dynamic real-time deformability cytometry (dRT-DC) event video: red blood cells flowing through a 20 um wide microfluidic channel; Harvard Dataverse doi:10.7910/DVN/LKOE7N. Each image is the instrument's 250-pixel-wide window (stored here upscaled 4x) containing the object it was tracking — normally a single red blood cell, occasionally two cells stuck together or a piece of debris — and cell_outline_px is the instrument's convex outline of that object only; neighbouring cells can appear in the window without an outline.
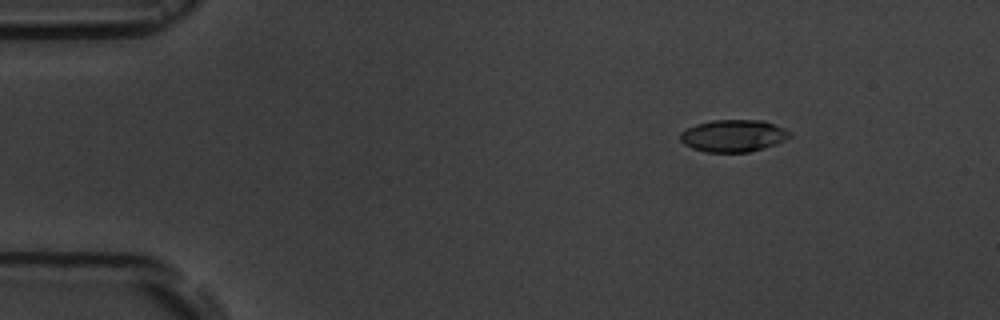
{"species": "common noctule bat (a hibernating species)", "species_latin": "Nyctalus noctula", "temperature_condition": "room temperature", "stored_images_in_passage": 9, "camera_frame_rate_fps": 3000, "um_per_image_px": 0.085, "animal": {"sex": "male", "body_mass_g": 19.5, "forearm_length_mm": 54.6}, "frame": {"image": 1, "passage_image": 3, "time_ms": 2.333, "image_size_px": [1000, 320], "cell_outline_px": [[792, 136], [784, 140], [764, 148], [748, 152], [704, 152], [692, 148], [684, 144], [680, 140], [680, 132], [696, 124], [712, 120], [764, 120], [784, 128], [792, 132]], "centroid_in_image_um": [62.34, 11.53], "position_along_channel_um": 22.7, "area_um2": 20.58}}
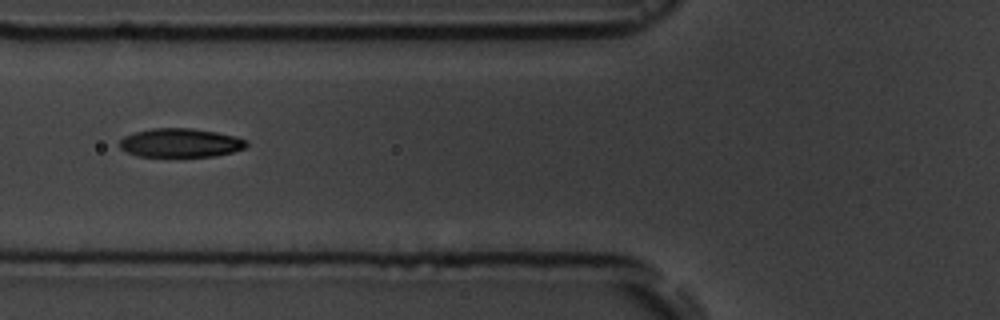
{"frame": {"image": 2, "passage_image": 7, "time_ms": 7.0, "image_size_px": [1000, 320], "cell_outline_px": [[248, 144], [244, 148], [232, 152], [216, 156], [140, 156], [128, 152], [120, 148], [120, 140], [124, 136], [136, 132], [152, 128], [192, 128], [216, 132], [236, 136], [248, 140]], "centroid_in_image_um": [15.37, 12.13], "position_along_channel_um": 110.4, "area_um2": 21.21}}
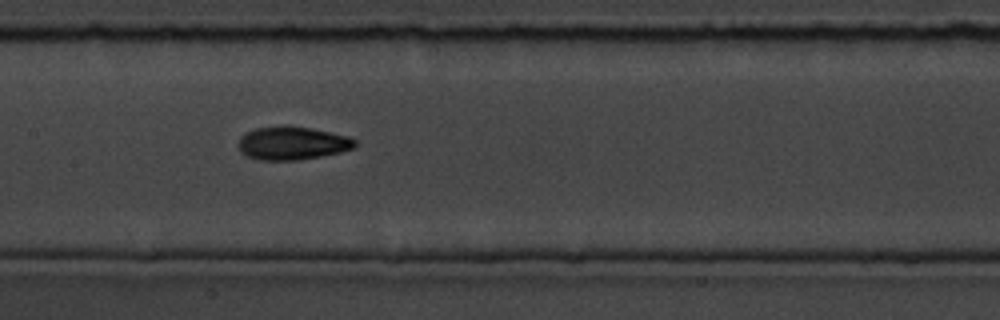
{"frame": {"image": 3, "passage_image": 9, "time_ms": 9.0, "image_size_px": [1000, 320], "cell_outline_px": [[356, 144], [352, 148], [340, 152], [320, 156], [296, 160], [260, 160], [248, 156], [240, 152], [236, 144], [240, 136], [256, 128], [288, 124], [312, 128], [348, 136], [356, 140]], "centroid_in_image_um": [24.8, 12.15], "position_along_channel_um": 182.6, "area_um2": 22.77}}